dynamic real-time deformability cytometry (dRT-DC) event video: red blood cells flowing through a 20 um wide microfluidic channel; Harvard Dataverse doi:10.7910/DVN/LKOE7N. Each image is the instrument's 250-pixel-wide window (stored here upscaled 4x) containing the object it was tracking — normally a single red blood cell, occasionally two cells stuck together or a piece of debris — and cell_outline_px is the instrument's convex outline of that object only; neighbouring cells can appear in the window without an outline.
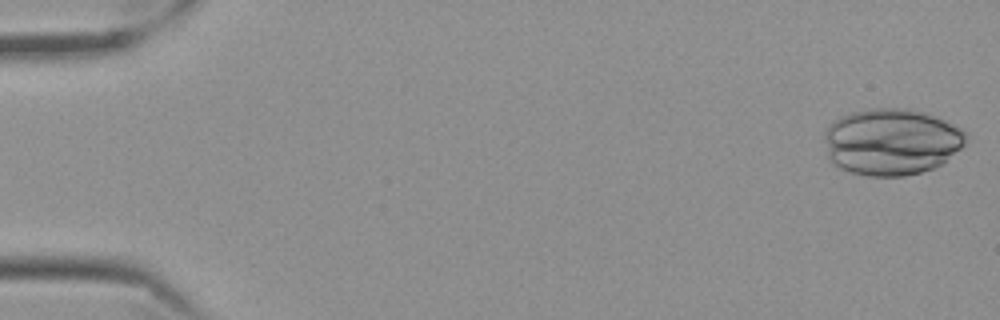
{"species": "Egyptian fruit bat (a non-hibernating species)", "species_latin": "Rousettus aegyptiacus", "temperature_condition": "cold", "stored_images_in_passage": 14, "camera_frame_rate_fps": 3000, "um_per_image_px": 0.085, "frame": {"image": 1, "passage_image": 1, "time_ms": 0.0, "image_size_px": [1000, 320], "cell_outline_px": [[968, 136], [964, 144], [960, 148], [940, 164], [932, 168], [920, 172], [904, 176], [868, 176], [852, 172], [840, 168], [832, 164], [828, 160], [824, 140], [824, 132], [840, 116], [848, 112], [868, 108], [904, 108], [924, 112], [944, 120], [968, 132]], "centroid_in_image_um": [75.73, 12.04], "position_along_channel_um": 9.3, "area_um2": 55.08}}